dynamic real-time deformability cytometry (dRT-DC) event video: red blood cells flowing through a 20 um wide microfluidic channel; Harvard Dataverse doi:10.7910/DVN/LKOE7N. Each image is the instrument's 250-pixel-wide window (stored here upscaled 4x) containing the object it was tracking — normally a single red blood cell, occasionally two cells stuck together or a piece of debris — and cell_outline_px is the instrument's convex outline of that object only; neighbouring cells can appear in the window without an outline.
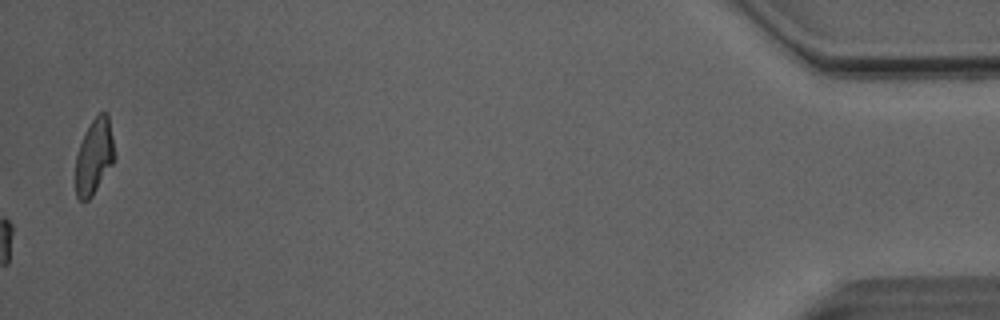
{"species": "Egyptian fruit bat (a non-hibernating species)", "species_latin": "Rousettus aegyptiacus", "temperature_condition": "room temperature", "stored_images_in_passage": 51, "camera_frame_rate_fps": 3000, "um_per_image_px": 0.085, "animal": {"sex": "male"}, "frame": {"image": 1, "passage_image": 51, "time_ms": 16.667, "image_size_px": [1000, 320], "cell_outline_px": [[116, 160], [92, 196], [84, 204], [76, 196], [76, 156], [80, 144], [92, 120], [100, 112], [108, 112], [116, 156]], "centroid_in_image_um": [8.03, 13.33], "position_along_channel_um": 427.2, "area_um2": 17.28}, "authors_computed_cell_mechanics": {"area_um2": 18.4382, "velocity_mm_per_s": 4.0841, "shape_relaxation_time_tau1_ms": 3.3038, "shape_relaxation_time_tau2_ms": 3.4473, "deformation_change_tau1": 0.1253, "deformation_change_tau2": 0.0683}}